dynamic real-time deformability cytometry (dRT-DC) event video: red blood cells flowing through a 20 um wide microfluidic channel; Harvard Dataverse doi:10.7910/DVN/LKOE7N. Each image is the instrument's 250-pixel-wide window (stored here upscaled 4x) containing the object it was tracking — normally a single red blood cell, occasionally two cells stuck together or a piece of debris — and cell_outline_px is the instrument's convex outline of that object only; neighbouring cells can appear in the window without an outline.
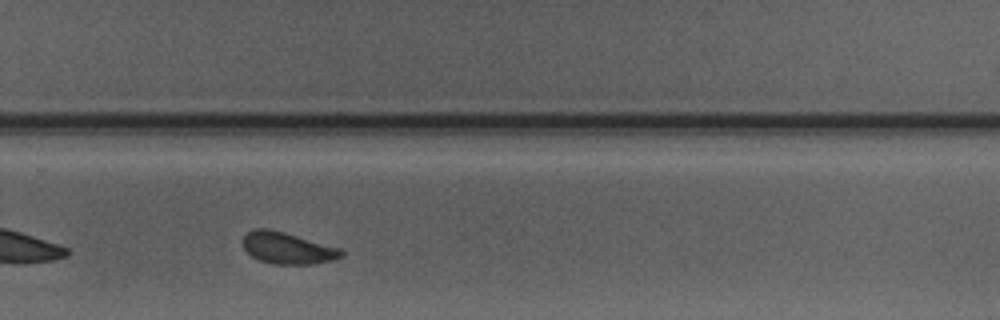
{"species": "Egyptian fruit bat (a non-hibernating species)", "species_latin": "Rousettus aegyptiacus", "temperature_condition": "warm", "stored_images_in_passage": 35, "camera_frame_rate_fps": 3000, "um_per_image_px": 0.085, "animal": {"sex": "male"}, "frame": {"image": 1, "passage_image": 30, "time_ms": 9.667, "image_size_px": [1000, 320], "cell_outline_px": [[344, 256], [336, 260], [312, 264], [276, 264], [260, 260], [252, 256], [244, 248], [244, 236], [248, 232], [256, 228], [268, 228], [284, 232], [340, 248], [344, 252]], "centroid_in_image_um": [24.49, 21.09], "position_along_channel_um": 305.3, "area_um2": 18.03}, "authors_computed_cell_mechanics": {"area_um2": 18.496, "velocity_mm_per_s": 4.0727, "shape_relaxation_time_tau1_ms": 3.6815, "shape_relaxation_time_tau2_ms": 0.5834, "deformation_change_tau1": 0.1043, "deformation_change_tau2": 0.0428}}